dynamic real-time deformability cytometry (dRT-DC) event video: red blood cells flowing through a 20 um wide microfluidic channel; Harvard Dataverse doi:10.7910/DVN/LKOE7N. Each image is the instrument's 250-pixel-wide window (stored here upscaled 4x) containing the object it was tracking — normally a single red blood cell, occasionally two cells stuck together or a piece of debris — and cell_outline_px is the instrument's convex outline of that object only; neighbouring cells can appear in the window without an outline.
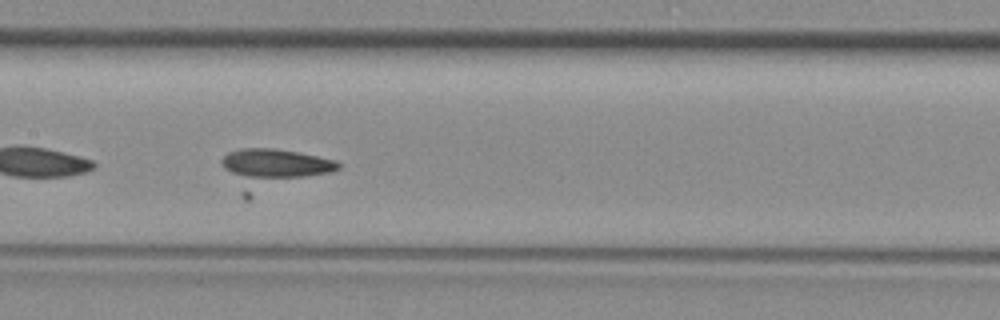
{"species": "common noctule bat (a hibernating species)", "species_latin": "Nyctalus noctula", "temperature_condition": "room temperature", "stored_images_in_passage": 50, "camera_frame_rate_fps": 3000, "um_per_image_px": 0.085, "animal": {"sex": "female", "body_mass_g": 29.2, "forearm_length_mm": 56.3}, "frame": {"image": 1, "passage_image": 24, "time_ms": 7.667, "image_size_px": [1000, 320], "cell_outline_px": [[340, 168], [332, 172], [248, 200], [244, 200], [224, 168], [220, 160], [228, 152], [240, 148], [276, 148], [336, 160], [340, 164]], "centroid_in_image_um": [23.16, 14.41], "position_along_channel_um": 184.2, "area_um2": 27.86}}
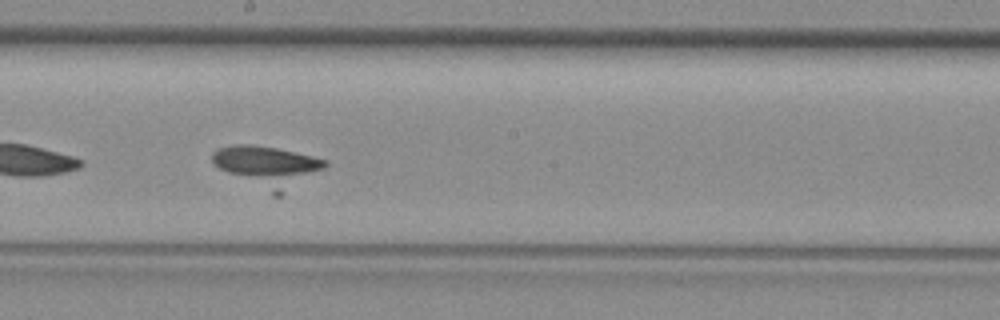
{"frame": {"image": 2, "passage_image": 27, "time_ms": 8.667, "image_size_px": [1000, 320], "cell_outline_px": [[328, 164], [324, 168], [308, 172], [280, 176], [272, 176], [228, 172], [220, 168], [212, 160], [212, 152], [216, 148], [232, 144], [248, 144], [276, 148], [312, 156], [328, 160]], "centroid_in_image_um": [22.49, 13.65], "position_along_channel_um": 225.7, "area_um2": 19.25}}
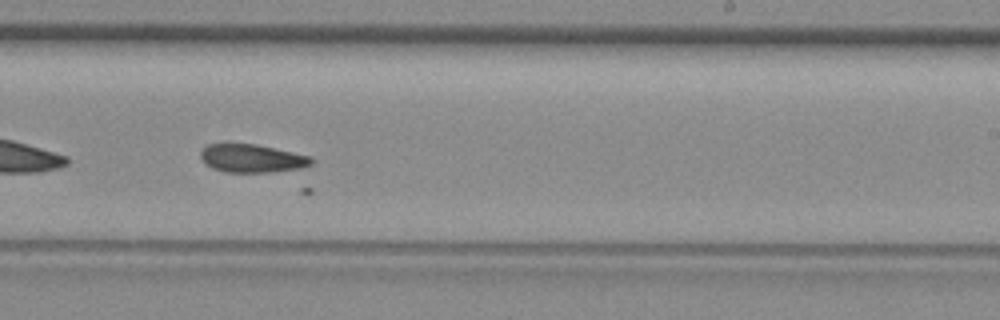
{"frame": {"image": 3, "passage_image": 30, "time_ms": 9.667, "image_size_px": [1000, 320], "cell_outline_px": [[312, 164], [300, 168], [276, 172], [224, 172], [212, 168], [200, 156], [200, 152], [208, 144], [256, 144], [312, 156]], "centroid_in_image_um": [21.45, 13.46], "position_along_channel_um": 267.5, "area_um2": 18.09}}